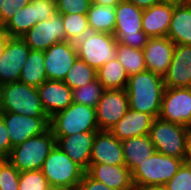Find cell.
<instances>
[{
	"instance_id": "6da1fadb",
	"label": "cell",
	"mask_w": 191,
	"mask_h": 190,
	"mask_svg": "<svg viewBox=\"0 0 191 190\" xmlns=\"http://www.w3.org/2000/svg\"><path fill=\"white\" fill-rule=\"evenodd\" d=\"M129 108L159 118L165 91L163 77L149 70L129 76L125 88Z\"/></svg>"
},
{
	"instance_id": "7a4b0ae2",
	"label": "cell",
	"mask_w": 191,
	"mask_h": 190,
	"mask_svg": "<svg viewBox=\"0 0 191 190\" xmlns=\"http://www.w3.org/2000/svg\"><path fill=\"white\" fill-rule=\"evenodd\" d=\"M148 135L156 152L187 161L191 137L189 128L155 118Z\"/></svg>"
},
{
	"instance_id": "3957f363",
	"label": "cell",
	"mask_w": 191,
	"mask_h": 190,
	"mask_svg": "<svg viewBox=\"0 0 191 190\" xmlns=\"http://www.w3.org/2000/svg\"><path fill=\"white\" fill-rule=\"evenodd\" d=\"M53 136H71L83 132L99 130L96 109L73 102L66 109L50 118Z\"/></svg>"
},
{
	"instance_id": "277c9868",
	"label": "cell",
	"mask_w": 191,
	"mask_h": 190,
	"mask_svg": "<svg viewBox=\"0 0 191 190\" xmlns=\"http://www.w3.org/2000/svg\"><path fill=\"white\" fill-rule=\"evenodd\" d=\"M56 145L51 129L44 134L31 137L12 148L6 158L19 172L40 170L50 151Z\"/></svg>"
},
{
	"instance_id": "5b68a950",
	"label": "cell",
	"mask_w": 191,
	"mask_h": 190,
	"mask_svg": "<svg viewBox=\"0 0 191 190\" xmlns=\"http://www.w3.org/2000/svg\"><path fill=\"white\" fill-rule=\"evenodd\" d=\"M115 12L116 26L113 35L117 43L143 50L149 39L142 30L143 10L123 0L115 7Z\"/></svg>"
},
{
	"instance_id": "8992f818",
	"label": "cell",
	"mask_w": 191,
	"mask_h": 190,
	"mask_svg": "<svg viewBox=\"0 0 191 190\" xmlns=\"http://www.w3.org/2000/svg\"><path fill=\"white\" fill-rule=\"evenodd\" d=\"M2 112L34 118L48 117L42 107L37 87L20 81L3 84Z\"/></svg>"
},
{
	"instance_id": "52a82bcc",
	"label": "cell",
	"mask_w": 191,
	"mask_h": 190,
	"mask_svg": "<svg viewBox=\"0 0 191 190\" xmlns=\"http://www.w3.org/2000/svg\"><path fill=\"white\" fill-rule=\"evenodd\" d=\"M40 170L51 187L78 186L86 172L57 145L50 151Z\"/></svg>"
},
{
	"instance_id": "ba28073f",
	"label": "cell",
	"mask_w": 191,
	"mask_h": 190,
	"mask_svg": "<svg viewBox=\"0 0 191 190\" xmlns=\"http://www.w3.org/2000/svg\"><path fill=\"white\" fill-rule=\"evenodd\" d=\"M75 45L78 58L96 70L117 56V40L113 34L89 31Z\"/></svg>"
},
{
	"instance_id": "9c48e42d",
	"label": "cell",
	"mask_w": 191,
	"mask_h": 190,
	"mask_svg": "<svg viewBox=\"0 0 191 190\" xmlns=\"http://www.w3.org/2000/svg\"><path fill=\"white\" fill-rule=\"evenodd\" d=\"M184 162L183 159L156 152L131 172L132 183L164 186Z\"/></svg>"
},
{
	"instance_id": "30bf717a",
	"label": "cell",
	"mask_w": 191,
	"mask_h": 190,
	"mask_svg": "<svg viewBox=\"0 0 191 190\" xmlns=\"http://www.w3.org/2000/svg\"><path fill=\"white\" fill-rule=\"evenodd\" d=\"M159 118L189 128L191 126V87L165 88Z\"/></svg>"
},
{
	"instance_id": "8fae6325",
	"label": "cell",
	"mask_w": 191,
	"mask_h": 190,
	"mask_svg": "<svg viewBox=\"0 0 191 190\" xmlns=\"http://www.w3.org/2000/svg\"><path fill=\"white\" fill-rule=\"evenodd\" d=\"M0 115L8 130L12 148L50 129L49 117L34 118L13 112H2Z\"/></svg>"
},
{
	"instance_id": "7c38bea8",
	"label": "cell",
	"mask_w": 191,
	"mask_h": 190,
	"mask_svg": "<svg viewBox=\"0 0 191 190\" xmlns=\"http://www.w3.org/2000/svg\"><path fill=\"white\" fill-rule=\"evenodd\" d=\"M96 109L99 130L110 131L129 109L125 89H105Z\"/></svg>"
},
{
	"instance_id": "4fadbf2b",
	"label": "cell",
	"mask_w": 191,
	"mask_h": 190,
	"mask_svg": "<svg viewBox=\"0 0 191 190\" xmlns=\"http://www.w3.org/2000/svg\"><path fill=\"white\" fill-rule=\"evenodd\" d=\"M21 38L31 50L38 51H46L53 44L67 41L61 14L56 13L50 19L37 22Z\"/></svg>"
},
{
	"instance_id": "5bb4252c",
	"label": "cell",
	"mask_w": 191,
	"mask_h": 190,
	"mask_svg": "<svg viewBox=\"0 0 191 190\" xmlns=\"http://www.w3.org/2000/svg\"><path fill=\"white\" fill-rule=\"evenodd\" d=\"M77 57L76 45L73 42H59L50 46L44 51L47 80L63 81Z\"/></svg>"
},
{
	"instance_id": "9a60e30c",
	"label": "cell",
	"mask_w": 191,
	"mask_h": 190,
	"mask_svg": "<svg viewBox=\"0 0 191 190\" xmlns=\"http://www.w3.org/2000/svg\"><path fill=\"white\" fill-rule=\"evenodd\" d=\"M30 48L21 37H9L0 58V83L19 81Z\"/></svg>"
},
{
	"instance_id": "2e32d148",
	"label": "cell",
	"mask_w": 191,
	"mask_h": 190,
	"mask_svg": "<svg viewBox=\"0 0 191 190\" xmlns=\"http://www.w3.org/2000/svg\"><path fill=\"white\" fill-rule=\"evenodd\" d=\"M93 164L125 165L121 141L110 131L96 132L90 157V166Z\"/></svg>"
},
{
	"instance_id": "e0dca14e",
	"label": "cell",
	"mask_w": 191,
	"mask_h": 190,
	"mask_svg": "<svg viewBox=\"0 0 191 190\" xmlns=\"http://www.w3.org/2000/svg\"><path fill=\"white\" fill-rule=\"evenodd\" d=\"M175 44L167 36L149 38L143 48L146 69L162 77L166 74Z\"/></svg>"
},
{
	"instance_id": "ac0fdd59",
	"label": "cell",
	"mask_w": 191,
	"mask_h": 190,
	"mask_svg": "<svg viewBox=\"0 0 191 190\" xmlns=\"http://www.w3.org/2000/svg\"><path fill=\"white\" fill-rule=\"evenodd\" d=\"M163 80L165 88L191 87V45H175L171 64Z\"/></svg>"
},
{
	"instance_id": "d6986e66",
	"label": "cell",
	"mask_w": 191,
	"mask_h": 190,
	"mask_svg": "<svg viewBox=\"0 0 191 190\" xmlns=\"http://www.w3.org/2000/svg\"><path fill=\"white\" fill-rule=\"evenodd\" d=\"M96 132H83L71 136H54L56 145L76 164L87 171Z\"/></svg>"
},
{
	"instance_id": "ffe728a7",
	"label": "cell",
	"mask_w": 191,
	"mask_h": 190,
	"mask_svg": "<svg viewBox=\"0 0 191 190\" xmlns=\"http://www.w3.org/2000/svg\"><path fill=\"white\" fill-rule=\"evenodd\" d=\"M37 90L42 107L49 118L73 103L72 90L63 81L46 80Z\"/></svg>"
},
{
	"instance_id": "44dd1931",
	"label": "cell",
	"mask_w": 191,
	"mask_h": 190,
	"mask_svg": "<svg viewBox=\"0 0 191 190\" xmlns=\"http://www.w3.org/2000/svg\"><path fill=\"white\" fill-rule=\"evenodd\" d=\"M154 117L148 113L128 109L126 114L119 120L110 132L120 141L149 134Z\"/></svg>"
},
{
	"instance_id": "7402d4cb",
	"label": "cell",
	"mask_w": 191,
	"mask_h": 190,
	"mask_svg": "<svg viewBox=\"0 0 191 190\" xmlns=\"http://www.w3.org/2000/svg\"><path fill=\"white\" fill-rule=\"evenodd\" d=\"M92 178L113 190H131L132 177L126 165L93 164L86 171Z\"/></svg>"
},
{
	"instance_id": "603a6c76",
	"label": "cell",
	"mask_w": 191,
	"mask_h": 190,
	"mask_svg": "<svg viewBox=\"0 0 191 190\" xmlns=\"http://www.w3.org/2000/svg\"><path fill=\"white\" fill-rule=\"evenodd\" d=\"M173 13V5L161 3L143 10L142 30L149 38L165 37Z\"/></svg>"
},
{
	"instance_id": "cb8c5ba5",
	"label": "cell",
	"mask_w": 191,
	"mask_h": 190,
	"mask_svg": "<svg viewBox=\"0 0 191 190\" xmlns=\"http://www.w3.org/2000/svg\"><path fill=\"white\" fill-rule=\"evenodd\" d=\"M125 165L132 172L156 153L154 144L148 134L121 141Z\"/></svg>"
},
{
	"instance_id": "d4e9b609",
	"label": "cell",
	"mask_w": 191,
	"mask_h": 190,
	"mask_svg": "<svg viewBox=\"0 0 191 190\" xmlns=\"http://www.w3.org/2000/svg\"><path fill=\"white\" fill-rule=\"evenodd\" d=\"M167 37L175 45H191V6L173 5Z\"/></svg>"
},
{
	"instance_id": "484cf974",
	"label": "cell",
	"mask_w": 191,
	"mask_h": 190,
	"mask_svg": "<svg viewBox=\"0 0 191 190\" xmlns=\"http://www.w3.org/2000/svg\"><path fill=\"white\" fill-rule=\"evenodd\" d=\"M90 31L113 34L116 26V12L113 6L91 3L87 12Z\"/></svg>"
},
{
	"instance_id": "4316f807",
	"label": "cell",
	"mask_w": 191,
	"mask_h": 190,
	"mask_svg": "<svg viewBox=\"0 0 191 190\" xmlns=\"http://www.w3.org/2000/svg\"><path fill=\"white\" fill-rule=\"evenodd\" d=\"M47 80L44 67V51L31 50L22 68L19 81L27 85L39 87Z\"/></svg>"
},
{
	"instance_id": "83f0119b",
	"label": "cell",
	"mask_w": 191,
	"mask_h": 190,
	"mask_svg": "<svg viewBox=\"0 0 191 190\" xmlns=\"http://www.w3.org/2000/svg\"><path fill=\"white\" fill-rule=\"evenodd\" d=\"M128 78L129 75L117 58L97 69V79L105 89H125Z\"/></svg>"
},
{
	"instance_id": "f1b7e54d",
	"label": "cell",
	"mask_w": 191,
	"mask_h": 190,
	"mask_svg": "<svg viewBox=\"0 0 191 190\" xmlns=\"http://www.w3.org/2000/svg\"><path fill=\"white\" fill-rule=\"evenodd\" d=\"M36 23L35 0H31L29 4L15 13L3 28L10 37H21Z\"/></svg>"
},
{
	"instance_id": "f546056e",
	"label": "cell",
	"mask_w": 191,
	"mask_h": 190,
	"mask_svg": "<svg viewBox=\"0 0 191 190\" xmlns=\"http://www.w3.org/2000/svg\"><path fill=\"white\" fill-rule=\"evenodd\" d=\"M116 55L129 76L147 70L143 50L117 43Z\"/></svg>"
},
{
	"instance_id": "4dcf8cb0",
	"label": "cell",
	"mask_w": 191,
	"mask_h": 190,
	"mask_svg": "<svg viewBox=\"0 0 191 190\" xmlns=\"http://www.w3.org/2000/svg\"><path fill=\"white\" fill-rule=\"evenodd\" d=\"M96 79L97 70L77 57L63 82L68 85L71 90H74Z\"/></svg>"
},
{
	"instance_id": "1f68e13d",
	"label": "cell",
	"mask_w": 191,
	"mask_h": 190,
	"mask_svg": "<svg viewBox=\"0 0 191 190\" xmlns=\"http://www.w3.org/2000/svg\"><path fill=\"white\" fill-rule=\"evenodd\" d=\"M66 40L76 43L90 31L86 14H61Z\"/></svg>"
},
{
	"instance_id": "d6a6232c",
	"label": "cell",
	"mask_w": 191,
	"mask_h": 190,
	"mask_svg": "<svg viewBox=\"0 0 191 190\" xmlns=\"http://www.w3.org/2000/svg\"><path fill=\"white\" fill-rule=\"evenodd\" d=\"M104 91L105 88L96 79L80 88L72 90L73 102L96 108Z\"/></svg>"
},
{
	"instance_id": "836d02e7",
	"label": "cell",
	"mask_w": 191,
	"mask_h": 190,
	"mask_svg": "<svg viewBox=\"0 0 191 190\" xmlns=\"http://www.w3.org/2000/svg\"><path fill=\"white\" fill-rule=\"evenodd\" d=\"M51 186L41 170L20 172L19 190H50Z\"/></svg>"
},
{
	"instance_id": "e575fe53",
	"label": "cell",
	"mask_w": 191,
	"mask_h": 190,
	"mask_svg": "<svg viewBox=\"0 0 191 190\" xmlns=\"http://www.w3.org/2000/svg\"><path fill=\"white\" fill-rule=\"evenodd\" d=\"M20 172L6 159L0 161V190H19Z\"/></svg>"
},
{
	"instance_id": "d590c367",
	"label": "cell",
	"mask_w": 191,
	"mask_h": 190,
	"mask_svg": "<svg viewBox=\"0 0 191 190\" xmlns=\"http://www.w3.org/2000/svg\"><path fill=\"white\" fill-rule=\"evenodd\" d=\"M165 190H191V164L185 161L177 173L164 185Z\"/></svg>"
},
{
	"instance_id": "8d00e7d4",
	"label": "cell",
	"mask_w": 191,
	"mask_h": 190,
	"mask_svg": "<svg viewBox=\"0 0 191 190\" xmlns=\"http://www.w3.org/2000/svg\"><path fill=\"white\" fill-rule=\"evenodd\" d=\"M59 14H87L91 0H55Z\"/></svg>"
},
{
	"instance_id": "74e56055",
	"label": "cell",
	"mask_w": 191,
	"mask_h": 190,
	"mask_svg": "<svg viewBox=\"0 0 191 190\" xmlns=\"http://www.w3.org/2000/svg\"><path fill=\"white\" fill-rule=\"evenodd\" d=\"M30 2L31 0H4L1 9V27H3L16 12Z\"/></svg>"
},
{
	"instance_id": "f35d334b",
	"label": "cell",
	"mask_w": 191,
	"mask_h": 190,
	"mask_svg": "<svg viewBox=\"0 0 191 190\" xmlns=\"http://www.w3.org/2000/svg\"><path fill=\"white\" fill-rule=\"evenodd\" d=\"M37 22L50 19L57 13L55 0H35Z\"/></svg>"
},
{
	"instance_id": "ab89813d",
	"label": "cell",
	"mask_w": 191,
	"mask_h": 190,
	"mask_svg": "<svg viewBox=\"0 0 191 190\" xmlns=\"http://www.w3.org/2000/svg\"><path fill=\"white\" fill-rule=\"evenodd\" d=\"M12 147L8 130L0 115V157L7 158L11 153Z\"/></svg>"
},
{
	"instance_id": "60d3db41",
	"label": "cell",
	"mask_w": 191,
	"mask_h": 190,
	"mask_svg": "<svg viewBox=\"0 0 191 190\" xmlns=\"http://www.w3.org/2000/svg\"><path fill=\"white\" fill-rule=\"evenodd\" d=\"M78 190H113L100 181L92 178L87 172H85L83 178L77 186Z\"/></svg>"
},
{
	"instance_id": "b9f144b4",
	"label": "cell",
	"mask_w": 191,
	"mask_h": 190,
	"mask_svg": "<svg viewBox=\"0 0 191 190\" xmlns=\"http://www.w3.org/2000/svg\"><path fill=\"white\" fill-rule=\"evenodd\" d=\"M130 3H133L135 6L139 7L142 10L148 9L154 5L162 3V0H127Z\"/></svg>"
},
{
	"instance_id": "7bdbcfd3",
	"label": "cell",
	"mask_w": 191,
	"mask_h": 190,
	"mask_svg": "<svg viewBox=\"0 0 191 190\" xmlns=\"http://www.w3.org/2000/svg\"><path fill=\"white\" fill-rule=\"evenodd\" d=\"M131 190H165L164 186L153 184H133Z\"/></svg>"
},
{
	"instance_id": "ee69618b",
	"label": "cell",
	"mask_w": 191,
	"mask_h": 190,
	"mask_svg": "<svg viewBox=\"0 0 191 190\" xmlns=\"http://www.w3.org/2000/svg\"><path fill=\"white\" fill-rule=\"evenodd\" d=\"M9 35L4 31L3 27H0V58L5 50Z\"/></svg>"
},
{
	"instance_id": "f6af8a7d",
	"label": "cell",
	"mask_w": 191,
	"mask_h": 190,
	"mask_svg": "<svg viewBox=\"0 0 191 190\" xmlns=\"http://www.w3.org/2000/svg\"><path fill=\"white\" fill-rule=\"evenodd\" d=\"M123 0H91V3L102 6H113L116 7Z\"/></svg>"
},
{
	"instance_id": "bcb514c9",
	"label": "cell",
	"mask_w": 191,
	"mask_h": 190,
	"mask_svg": "<svg viewBox=\"0 0 191 190\" xmlns=\"http://www.w3.org/2000/svg\"><path fill=\"white\" fill-rule=\"evenodd\" d=\"M50 190H78L77 186H53Z\"/></svg>"
},
{
	"instance_id": "7dc6e473",
	"label": "cell",
	"mask_w": 191,
	"mask_h": 190,
	"mask_svg": "<svg viewBox=\"0 0 191 190\" xmlns=\"http://www.w3.org/2000/svg\"><path fill=\"white\" fill-rule=\"evenodd\" d=\"M162 3H167L172 5H183L184 0H162Z\"/></svg>"
},
{
	"instance_id": "c3c4849f",
	"label": "cell",
	"mask_w": 191,
	"mask_h": 190,
	"mask_svg": "<svg viewBox=\"0 0 191 190\" xmlns=\"http://www.w3.org/2000/svg\"><path fill=\"white\" fill-rule=\"evenodd\" d=\"M187 162L191 164V137L189 141V152H188Z\"/></svg>"
},
{
	"instance_id": "681fc988",
	"label": "cell",
	"mask_w": 191,
	"mask_h": 190,
	"mask_svg": "<svg viewBox=\"0 0 191 190\" xmlns=\"http://www.w3.org/2000/svg\"><path fill=\"white\" fill-rule=\"evenodd\" d=\"M2 87L3 84L0 83V114L2 113Z\"/></svg>"
},
{
	"instance_id": "f907efd6",
	"label": "cell",
	"mask_w": 191,
	"mask_h": 190,
	"mask_svg": "<svg viewBox=\"0 0 191 190\" xmlns=\"http://www.w3.org/2000/svg\"><path fill=\"white\" fill-rule=\"evenodd\" d=\"M4 0H0V27H1V9L3 5Z\"/></svg>"
},
{
	"instance_id": "816d5d0a",
	"label": "cell",
	"mask_w": 191,
	"mask_h": 190,
	"mask_svg": "<svg viewBox=\"0 0 191 190\" xmlns=\"http://www.w3.org/2000/svg\"><path fill=\"white\" fill-rule=\"evenodd\" d=\"M184 4L188 5V6H191V0H184Z\"/></svg>"
}]
</instances>
